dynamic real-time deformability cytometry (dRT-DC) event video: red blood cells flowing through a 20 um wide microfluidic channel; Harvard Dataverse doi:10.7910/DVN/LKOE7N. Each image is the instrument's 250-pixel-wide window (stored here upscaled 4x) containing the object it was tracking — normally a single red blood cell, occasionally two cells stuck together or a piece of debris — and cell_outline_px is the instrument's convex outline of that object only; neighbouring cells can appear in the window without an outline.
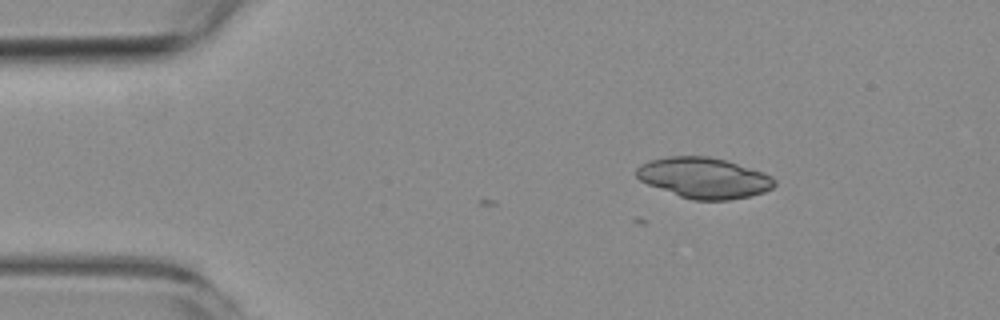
{"species": "common noctule bat (a hibernating species)", "species_latin": "Nyctalus noctula", "temperature_condition": "room temperature", "stored_images_in_passage": 4, "camera_frame_rate_fps": 3000, "um_per_image_px": 0.085, "animal": {"sex": "female", "body_mass_g": 19.3, "forearm_length_mm": 54.1}, "frame": {"image": 1, "passage_image": 4, "time_ms": 3.333, "image_size_px": [1000, 320], "cell_outline_px": [[776, 184], [772, 188], [764, 192], [748, 196], [728, 200], [692, 200], [680, 196], [648, 184], [640, 180], [636, 176], [636, 168], [640, 164], [648, 160], [668, 156], [708, 156], [724, 160], [764, 172], [772, 176], [776, 180]], "centroid_in_image_um": [59.83, 15.11], "position_along_channel_um": 25.2, "area_um2": 32.66}}